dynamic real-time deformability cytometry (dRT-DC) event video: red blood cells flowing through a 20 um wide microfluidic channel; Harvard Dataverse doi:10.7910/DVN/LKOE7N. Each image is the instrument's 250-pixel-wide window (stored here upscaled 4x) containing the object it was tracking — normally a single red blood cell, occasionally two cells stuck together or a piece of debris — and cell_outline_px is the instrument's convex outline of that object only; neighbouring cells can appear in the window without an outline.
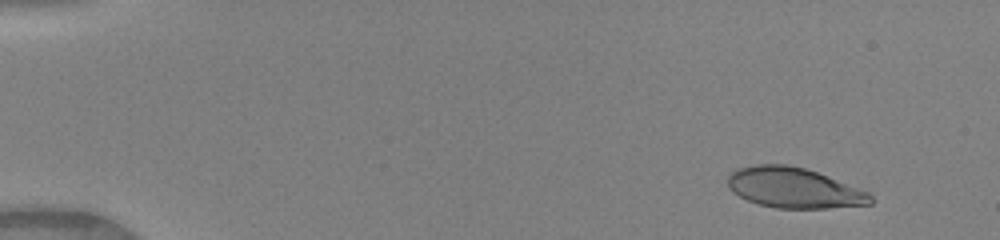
{"species": "human", "species_latin": "Homo sapiens", "temperature_condition": "warm", "stored_images_in_passage": 22, "camera_frame_rate_fps": 3000, "um_per_image_px": 0.085, "donor": {"sex": "female"}, "frame": {"image": 1, "passage_image": 2, "time_ms": 0.333, "image_size_px": [1000, 240], "cell_outline_px": [[872, 204], [828, 208], [776, 208], [760, 204], [748, 200], [732, 192], [728, 188], [728, 176], [736, 168], [752, 164], [788, 164], [804, 168], [816, 172], [868, 192], [872, 196]], "centroid_in_image_um": [67.44, 15.96], "position_along_channel_um": 17.6, "area_um2": 33.41}}
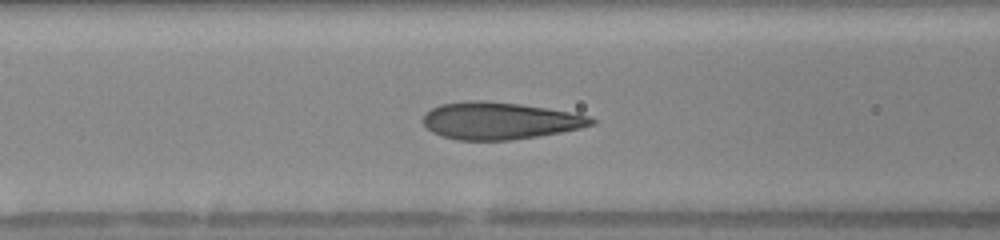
{"frame": {"image": 2, "passage_image": 10, "time_ms": 3.0, "image_size_px": [1000, 240], "cell_outline_px": [[596, 124], [580, 128], [560, 132], [512, 140], [456, 140], [440, 136], [432, 132], [420, 120], [424, 112], [440, 104], [476, 100], [480, 100], [520, 104], [576, 112], [588, 116], [596, 120]], "centroid_in_image_um": [42.46, 10.26], "position_along_channel_um": 124.1, "area_um2": 36.65}}
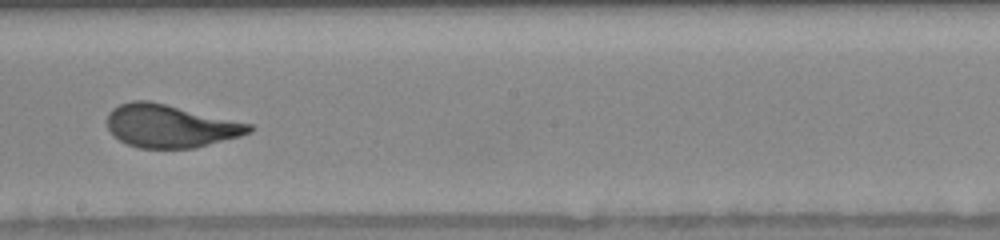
{"frame": {"image": 3, "passage_image": 18, "time_ms": 5.667, "image_size_px": [1000, 240], "cell_outline_px": [[256, 128], [252, 132], [240, 136], [196, 148], [140, 148], [128, 144], [112, 136], [108, 128], [108, 112], [112, 108], [120, 104], [132, 100], [148, 100], [252, 124]], "centroid_in_image_um": [14.47, 10.72], "position_along_channel_um": 233.7, "area_um2": 35.55}}